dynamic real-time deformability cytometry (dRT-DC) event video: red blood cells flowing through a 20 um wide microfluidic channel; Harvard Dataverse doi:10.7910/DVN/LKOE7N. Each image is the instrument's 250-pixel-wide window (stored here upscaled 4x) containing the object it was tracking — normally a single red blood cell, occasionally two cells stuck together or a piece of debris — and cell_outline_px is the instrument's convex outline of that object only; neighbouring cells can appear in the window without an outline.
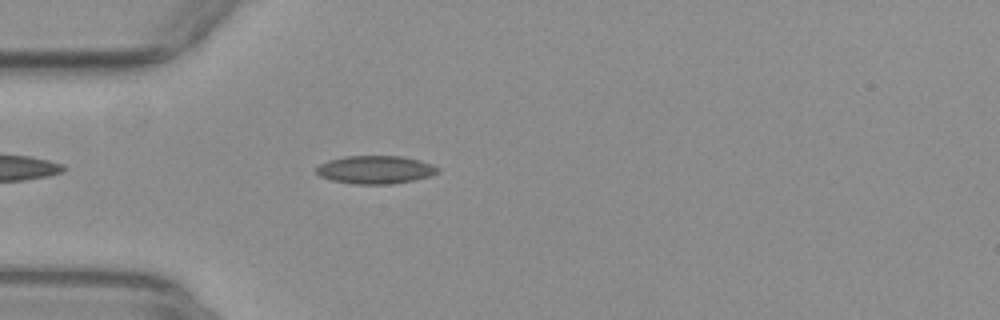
{"species": "common noctule bat (a hibernating species)", "species_latin": "Nyctalus noctula", "temperature_condition": "warm", "stored_images_in_passage": 42, "camera_frame_rate_fps": 3000, "um_per_image_px": 0.085, "animal": {"sex": "female", "body_mass_g": 29.2, "forearm_length_mm": 56.3}, "frame": {"image": 1, "passage_image": 5, "time_ms": 1.333, "image_size_px": [1000, 320], "cell_outline_px": [[440, 172], [428, 176], [412, 180], [392, 184], [356, 184], [332, 180], [320, 176], [316, 172], [316, 168], [320, 164], [328, 160], [344, 156], [400, 156], [432, 164], [440, 168]], "centroid_in_image_um": [31.89, 14.42], "position_along_channel_um": 53.1, "area_um2": 19.71}}
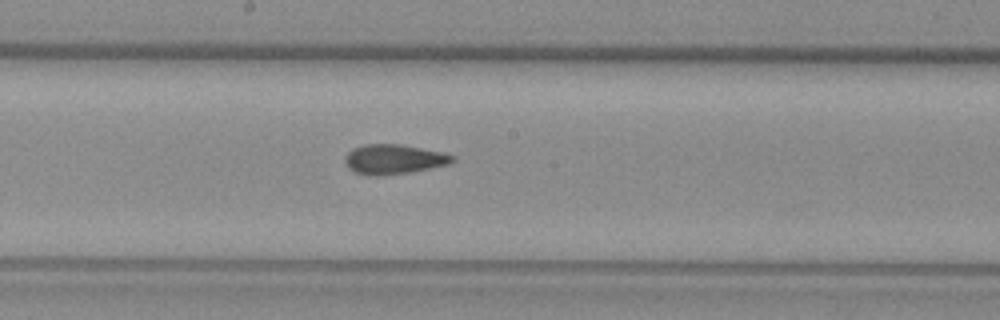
{"frame": {"image": 2, "passage_image": 18, "time_ms": 5.667, "image_size_px": [1000, 320], "cell_outline_px": [[456, 160], [448, 164], [408, 172], [380, 176], [368, 176], [356, 172], [348, 168], [344, 160], [348, 152], [352, 148], [364, 144], [400, 144], [444, 152], [456, 156]], "centroid_in_image_um": [33.47, 13.53], "position_along_channel_um": 214.7, "area_um2": 18.67}}
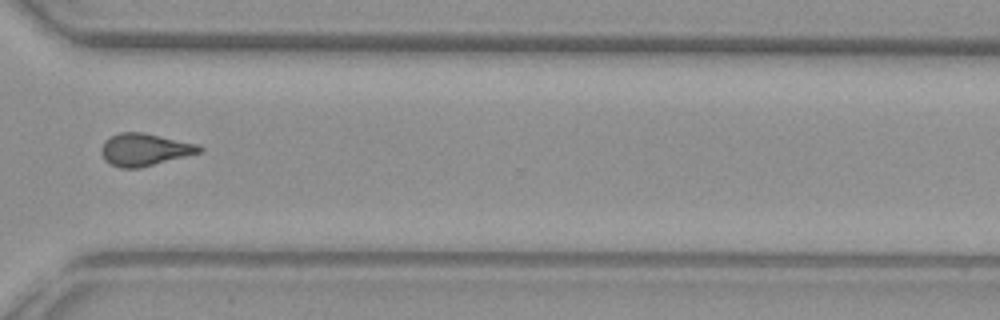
{"frame": {"image": 3, "passage_image": 29, "time_ms": 9.333, "image_size_px": [1000, 320], "cell_outline_px": [[204, 148], [200, 152], [140, 168], [120, 168], [104, 160], [100, 152], [100, 148], [104, 140], [120, 132], [140, 132], [200, 144]], "centroid_in_image_um": [12.27, 12.71], "position_along_channel_um": 358.3, "area_um2": 18.44}, "authors_computed_cell_mechanics": {"area_um2": 18.2648, "velocity_mm_per_s": 3.9134, "shape_relaxation_time_tau1_ms": null, "shape_relaxation_time_tau2_ms": 1.9549, "deformation_change_tau1": null, "deformation_change_tau2": 0.0819}}